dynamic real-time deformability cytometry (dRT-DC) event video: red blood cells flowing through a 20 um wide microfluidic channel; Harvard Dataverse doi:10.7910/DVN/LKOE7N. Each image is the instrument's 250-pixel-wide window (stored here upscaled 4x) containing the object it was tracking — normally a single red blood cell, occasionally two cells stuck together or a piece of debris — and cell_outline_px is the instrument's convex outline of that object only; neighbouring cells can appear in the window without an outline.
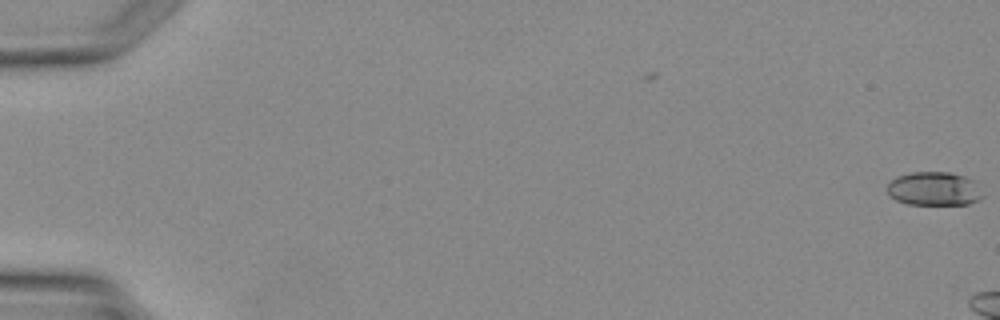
{"species": "Egyptian fruit bat (a non-hibernating species)", "species_latin": "Rousettus aegyptiacus", "temperature_condition": "warm", "stored_images_in_passage": 3, "segment_of_instrument_passage": [2, 2], "camera_frame_rate_fps": 3000, "um_per_image_px": 0.085, "animal": {"sex": "female"}, "frame": {"image": 1, "passage_image": 3, "time_ms": 2.667, "image_size_px": [1000, 320], "cell_outline_px": [[984, 196], [968, 204], [908, 204], [896, 200], [888, 192], [888, 184], [896, 176], [912, 172], [948, 172], [964, 176], [972, 180]], "centroid_in_image_um": [79.37, 16.04], "position_along_channel_um": 5.6, "area_um2": 18.44}}